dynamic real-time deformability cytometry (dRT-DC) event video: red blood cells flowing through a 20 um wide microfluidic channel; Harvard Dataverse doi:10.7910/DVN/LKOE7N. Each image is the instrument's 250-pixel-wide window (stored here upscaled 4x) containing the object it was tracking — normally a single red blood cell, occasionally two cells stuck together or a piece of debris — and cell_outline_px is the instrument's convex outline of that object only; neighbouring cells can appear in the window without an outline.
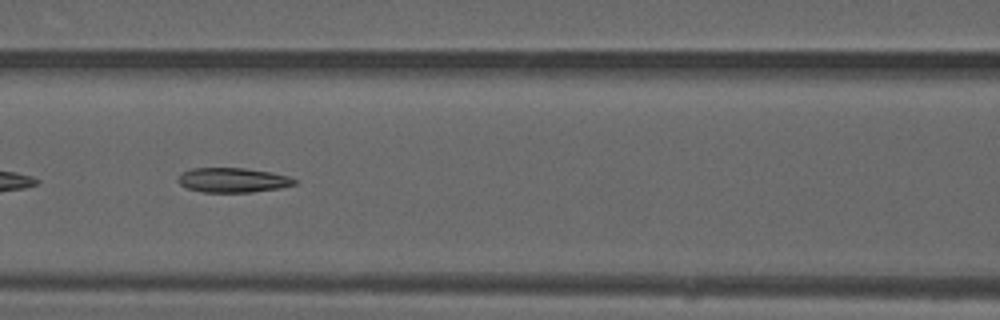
{"species": "common noctule bat (a hibernating species)", "species_latin": "Nyctalus noctula", "temperature_condition": "warm", "stored_images_in_passage": 22, "camera_frame_rate_fps": 3000, "um_per_image_px": 0.085, "animal": {"sex": "male", "forearm_length_mm": 52.5}, "frame": {"image": 1, "passage_image": 22, "time_ms": 7.0, "image_size_px": [1000, 320], "cell_outline_px": [[296, 184], [280, 188], [252, 192], [204, 192], [188, 188], [180, 184], [176, 180], [184, 172], [192, 168], [244, 168], [268, 172], [288, 176], [296, 180]], "centroid_in_image_um": [19.79, 15.31], "position_along_channel_um": 146.8, "area_um2": 16.47}}